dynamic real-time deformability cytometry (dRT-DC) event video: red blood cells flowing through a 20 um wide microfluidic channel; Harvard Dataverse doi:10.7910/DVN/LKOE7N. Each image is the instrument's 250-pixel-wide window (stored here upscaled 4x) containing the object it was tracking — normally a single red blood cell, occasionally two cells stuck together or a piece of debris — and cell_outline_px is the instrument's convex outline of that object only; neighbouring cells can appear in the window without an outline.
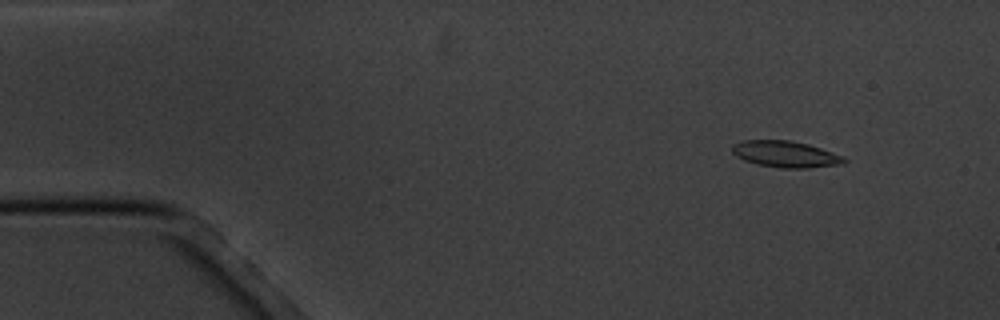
{"species": "common noctule bat (a hibernating species)", "species_latin": "Nyctalus noctula", "temperature_condition": "cold", "stored_images_in_passage": 5, "camera_frame_rate_fps": 3000, "um_per_image_px": 0.085, "animal": {"sex": "male", "body_mass_g": 20.1, "forearm_length_mm": 53.5}, "frame": {"image": 1, "passage_image": 2, "time_ms": 1.0, "image_size_px": [1000, 320], "cell_outline_px": [[848, 160], [844, 164], [804, 168], [780, 168], [756, 164], [744, 160], [736, 156], [732, 152], [732, 144], [744, 140], [792, 140], [808, 144], [844, 156]], "centroid_in_image_um": [66.77, 13.1], "position_along_channel_um": 18.2, "area_um2": 17.34}}
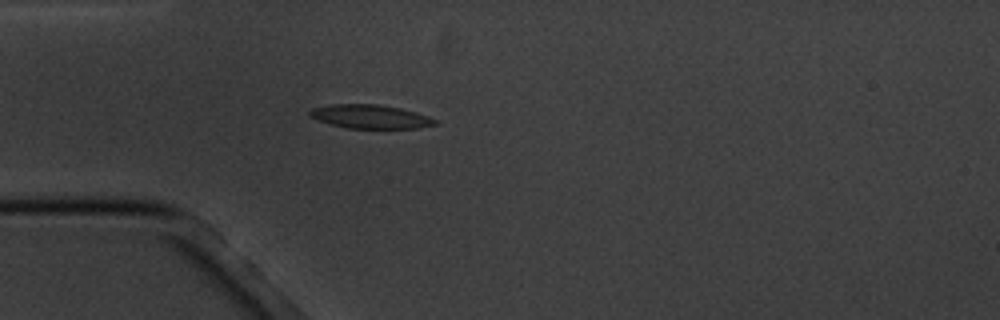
{"frame": {"image": 2, "passage_image": 5, "time_ms": 4.333, "image_size_px": [1000, 320], "cell_outline_px": [[436, 124], [416, 128], [344, 128], [308, 116], [308, 112], [312, 108], [332, 104], [376, 104], [400, 108], [416, 112], [428, 116], [436, 120]], "centroid_in_image_um": [31.45, 9.9], "position_along_channel_um": 53.5, "area_um2": 17.17}}